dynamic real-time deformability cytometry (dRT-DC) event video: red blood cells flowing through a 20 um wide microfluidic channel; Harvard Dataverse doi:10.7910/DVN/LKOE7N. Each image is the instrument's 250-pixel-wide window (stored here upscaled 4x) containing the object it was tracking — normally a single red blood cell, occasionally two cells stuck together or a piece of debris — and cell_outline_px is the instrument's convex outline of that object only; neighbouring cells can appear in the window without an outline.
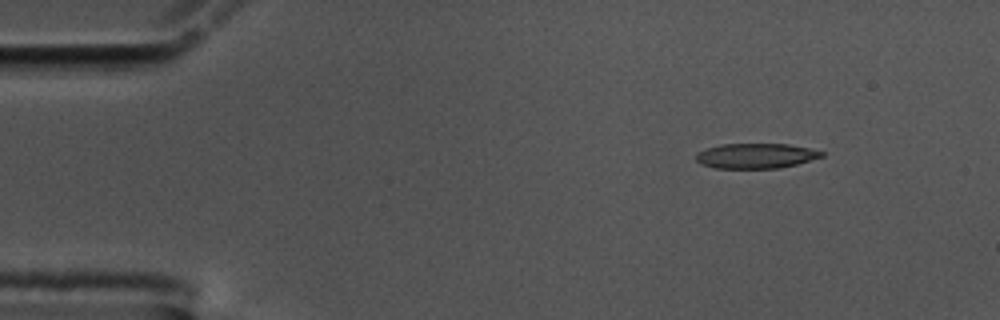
{"species": "common noctule bat (a hibernating species)", "species_latin": "Nyctalus noctula", "temperature_condition": "cold", "stored_images_in_passage": 50, "camera_frame_rate_fps": 3000, "um_per_image_px": 0.085, "animal": {"sex": "male", "body_mass_g": 17.5, "forearm_length_mm": 52.3}, "frame": {"image": 1, "passage_image": 1, "time_ms": 0.0, "image_size_px": [1000, 320], "cell_outline_px": [[824, 156], [796, 164], [776, 168], [716, 168], [700, 164], [696, 160], [696, 152], [704, 148], [720, 144], [788, 144], [808, 148], [824, 152]], "centroid_in_image_um": [64.19, 13.24], "position_along_channel_um": 20.8, "area_um2": 18.32}}
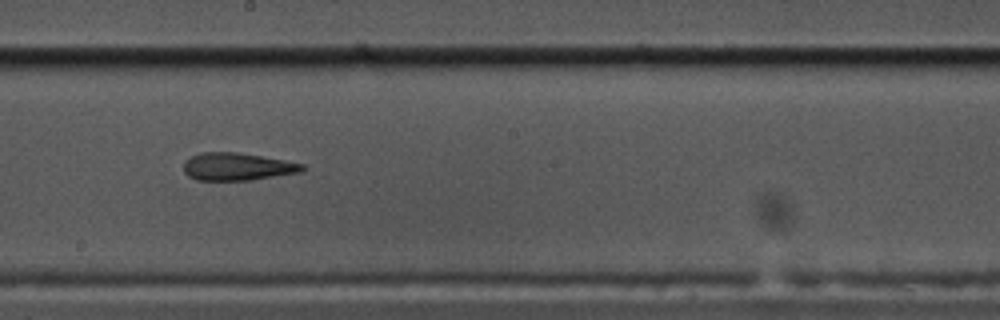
{"frame": {"image": 2, "passage_image": 25, "time_ms": 8.0, "image_size_px": [1000, 320], "cell_outline_px": [[308, 168], [300, 172], [252, 180], [196, 180], [188, 176], [184, 172], [184, 160], [200, 152], [236, 152], [284, 160], [304, 164]], "centroid_in_image_um": [20.16, 14.17], "position_along_channel_um": 228.0, "area_um2": 19.13}}
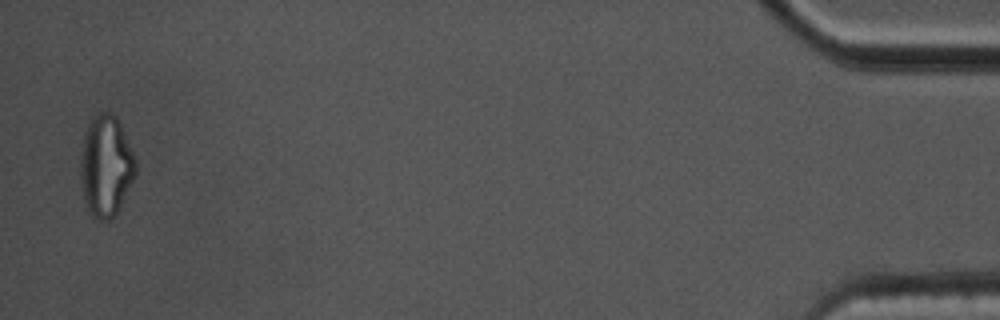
{"frame": {"image": 3, "passage_image": 49, "time_ms": 16.0, "image_size_px": [1000, 320], "cell_outline_px": [[136, 172], [116, 212], [108, 220], [100, 220], [88, 208], [84, 200], [80, 172], [80, 156], [84, 132], [92, 116], [100, 112], [108, 112], [116, 116], [120, 124], [136, 160]], "centroid_in_image_um": [8.98, 14.04], "position_along_channel_um": 426.2, "area_um2": 31.91}, "authors_computed_cell_mechanics": {"area_um2": 19.9699, "velocity_mm_per_s": 3.5876, "shape_relaxation_time_tau1_ms": null, "shape_relaxation_time_tau2_ms": 3.9471, "deformation_change_tau1": null, "deformation_change_tau2": 0.1617}}